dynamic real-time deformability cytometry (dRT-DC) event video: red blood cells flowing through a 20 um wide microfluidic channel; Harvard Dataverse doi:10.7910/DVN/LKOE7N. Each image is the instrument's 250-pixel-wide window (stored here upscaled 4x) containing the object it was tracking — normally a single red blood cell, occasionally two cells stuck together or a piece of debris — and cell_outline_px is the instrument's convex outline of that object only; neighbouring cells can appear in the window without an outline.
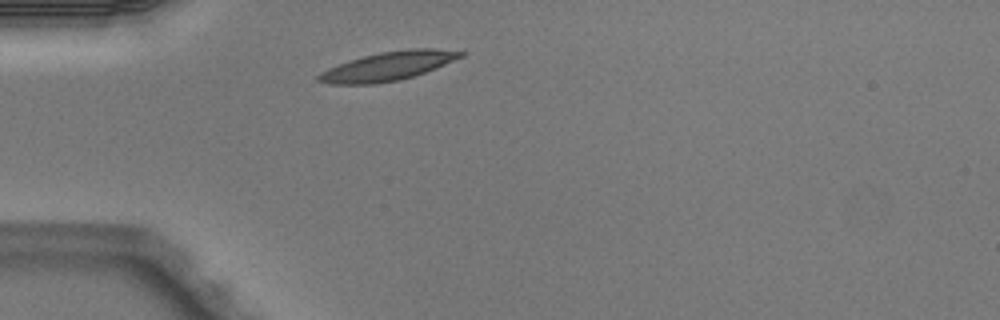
{"species": "Egyptian fruit bat (a non-hibernating species)", "species_latin": "Rousettus aegyptiacus", "temperature_condition": "warm", "stored_images_in_passage": 1, "camera_frame_rate_fps": 3000, "um_per_image_px": 0.085, "animal": {"sex": "male"}, "frame": {"image": 1, "passage_image": 1, "time_ms": 0.0, "image_size_px": [1000, 320], "cell_outline_px": [[468, 52], [464, 56], [424, 72], [400, 80], [376, 84], [328, 84], [316, 80], [316, 76], [320, 72], [328, 68], [348, 60], [380, 52], [412, 48], [432, 48]], "centroid_in_image_um": [32.94, 5.62], "position_along_channel_um": 52.1, "area_um2": 23.81}}